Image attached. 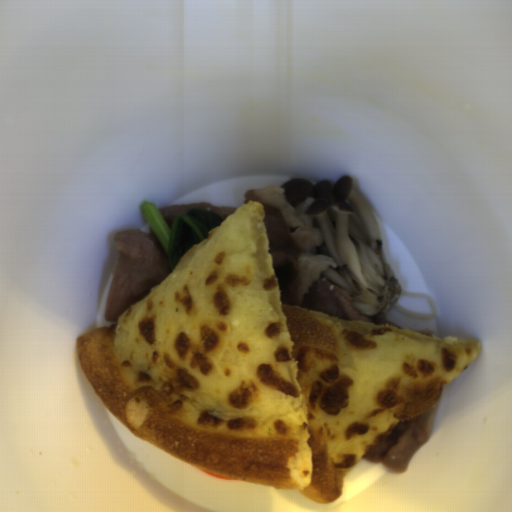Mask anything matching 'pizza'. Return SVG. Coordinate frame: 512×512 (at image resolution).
Masks as SVG:
<instances>
[{
    "instance_id": "pizza-1",
    "label": "pizza",
    "mask_w": 512,
    "mask_h": 512,
    "mask_svg": "<svg viewBox=\"0 0 512 512\" xmlns=\"http://www.w3.org/2000/svg\"><path fill=\"white\" fill-rule=\"evenodd\" d=\"M265 215L260 202L238 207L117 323L78 335L77 353L132 435L197 469L329 504L482 345L285 306Z\"/></svg>"
}]
</instances>
